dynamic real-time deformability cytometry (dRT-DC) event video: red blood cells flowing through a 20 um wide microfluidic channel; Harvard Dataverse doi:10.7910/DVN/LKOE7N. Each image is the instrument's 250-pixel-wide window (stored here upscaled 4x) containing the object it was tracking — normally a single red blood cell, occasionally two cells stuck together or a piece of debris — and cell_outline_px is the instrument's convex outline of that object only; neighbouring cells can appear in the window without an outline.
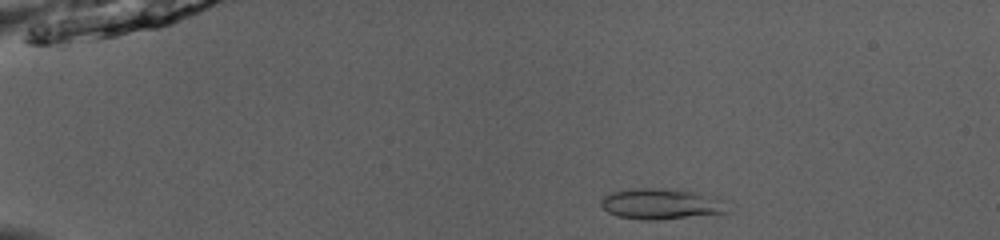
{"species": "common noctule bat (a hibernating species)", "species_latin": "Nyctalus noctula", "temperature_condition": "room temperature", "stored_images_in_passage": 51, "camera_frame_rate_fps": 3000, "um_per_image_px": 0.085, "animal": {"sex": "male", "body_mass_g": 13.0, "forearm_length_mm": 53.1}, "frame": {"image": 1, "passage_image": 10, "time_ms": 3.0, "image_size_px": [1000, 240], "cell_outline_px": [[732, 212], [660, 220], [640, 220], [616, 216], [608, 212], [600, 204], [600, 200], [604, 196], [612, 192], [632, 188], [676, 188], [720, 196], [732, 200]], "centroid_in_image_um": [56.4, 17.32], "position_along_channel_um": 28.6, "area_um2": 23.99}}
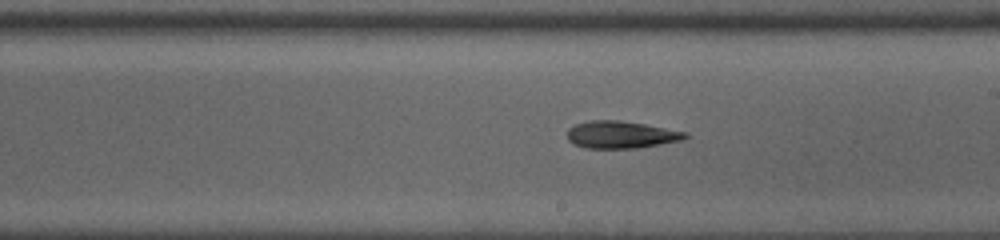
{"frame": {"image": 2, "passage_image": 31, "time_ms": 10.0, "image_size_px": [1000, 240], "cell_outline_px": [[688, 136], [684, 140], [636, 148], [588, 148], [576, 144], [568, 140], [568, 128], [576, 124], [592, 120], [616, 120], [644, 124], [688, 132]], "centroid_in_image_um": [52.82, 11.45], "position_along_channel_um": 236.2, "area_um2": 18.55}}
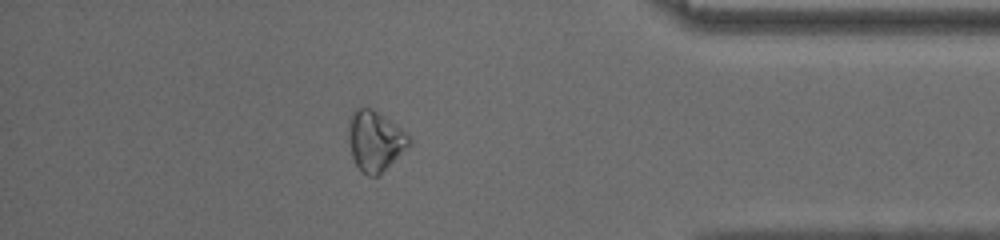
{"frame": {"image": 3, "passage_image": 45, "time_ms": 14.667, "image_size_px": [1000, 240], "cell_outline_px": [[412, 144], [408, 148], [376, 176], [368, 176], [356, 164], [352, 156], [348, 140], [348, 120], [352, 112], [356, 108], [372, 108], [380, 112], [400, 128], [412, 140]], "centroid_in_image_um": [31.87, 11.94], "position_along_channel_um": 403.3, "area_um2": 21.15}, "authors_computed_cell_mechanics": {"area_um2": 19.652, "velocity_mm_per_s": 4.0807, "shape_relaxation_time_tau1_ms": 2.8179, "shape_relaxation_time_tau2_ms": null, "deformation_change_tau1": 0.1077, "deformation_change_tau2": null}}